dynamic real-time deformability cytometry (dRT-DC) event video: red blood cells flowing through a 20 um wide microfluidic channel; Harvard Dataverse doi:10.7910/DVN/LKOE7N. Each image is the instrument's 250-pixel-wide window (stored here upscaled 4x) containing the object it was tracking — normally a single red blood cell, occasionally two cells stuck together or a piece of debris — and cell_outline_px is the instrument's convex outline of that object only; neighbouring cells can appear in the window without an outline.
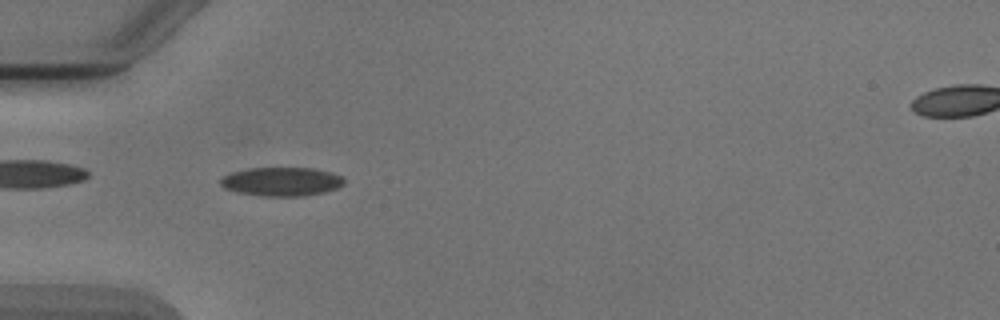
{"species": "Egyptian fruit bat (a non-hibernating species)", "species_latin": "Rousettus aegyptiacus", "temperature_condition": "cold", "stored_images_in_passage": 2, "camera_frame_rate_fps": 3000, "um_per_image_px": 0.085, "animal": {"sex": "male"}, "frame": {"image": 1, "passage_image": 1, "time_ms": 0.0, "image_size_px": [1000, 320], "cell_outline_px": [[344, 184], [336, 188], [324, 192], [300, 196], [264, 196], [236, 192], [224, 188], [220, 184], [220, 180], [224, 176], [232, 172], [248, 168], [312, 168], [332, 172], [340, 176], [344, 180]], "centroid_in_image_um": [23.91, 15.43], "position_along_channel_um": 61.1, "area_um2": 20.63}}
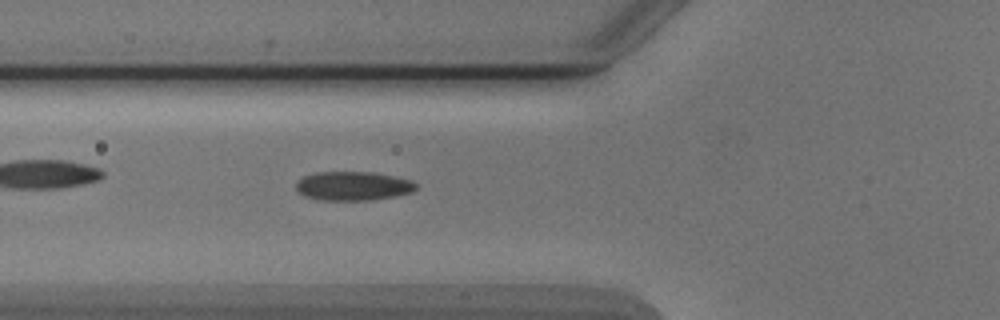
{"frame": {"image": 2, "passage_image": 2, "time_ms": 1.0, "image_size_px": [1000, 320], "cell_outline_px": [[416, 188], [412, 192], [396, 196], [372, 200], [320, 200], [304, 196], [296, 192], [296, 180], [304, 176], [316, 172], [372, 172], [412, 180], [416, 184]], "centroid_in_image_um": [29.97, 15.81], "position_along_channel_um": 95.8, "area_um2": 20.4}}